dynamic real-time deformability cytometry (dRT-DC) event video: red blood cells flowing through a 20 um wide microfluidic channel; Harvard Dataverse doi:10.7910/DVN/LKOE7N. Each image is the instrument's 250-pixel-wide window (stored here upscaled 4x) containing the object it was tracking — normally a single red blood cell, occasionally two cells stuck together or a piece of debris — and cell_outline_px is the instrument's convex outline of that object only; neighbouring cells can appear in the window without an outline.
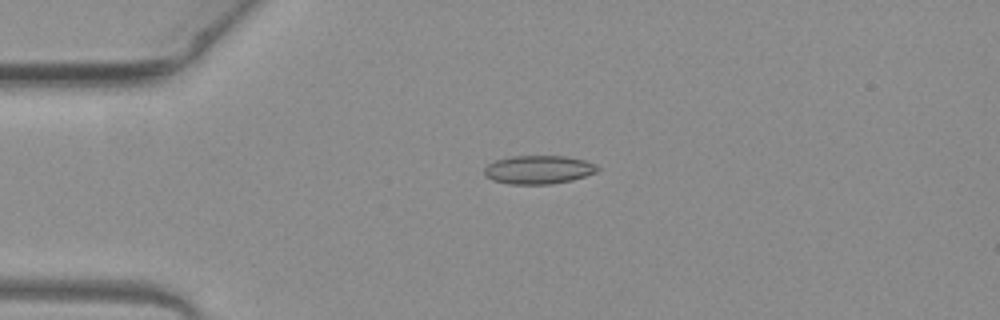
{"species": "common noctule bat (a hibernating species)", "species_latin": "Nyctalus noctula", "temperature_condition": "warm", "stored_images_in_passage": 35, "camera_frame_rate_fps": 3000, "um_per_image_px": 0.085, "animal": {"sex": "female", "body_mass_g": 19.3, "forearm_length_mm": 54.1}, "frame": {"image": 1, "passage_image": 1, "time_ms": 0.0, "image_size_px": [1000, 320], "cell_outline_px": [[600, 168], [596, 172], [572, 180], [552, 184], [508, 184], [492, 180], [484, 176], [484, 168], [488, 164], [496, 160], [512, 156], [568, 156], [584, 160], [596, 164]], "centroid_in_image_um": [45.76, 14.42], "position_along_channel_um": 39.2, "area_um2": 18.9}}
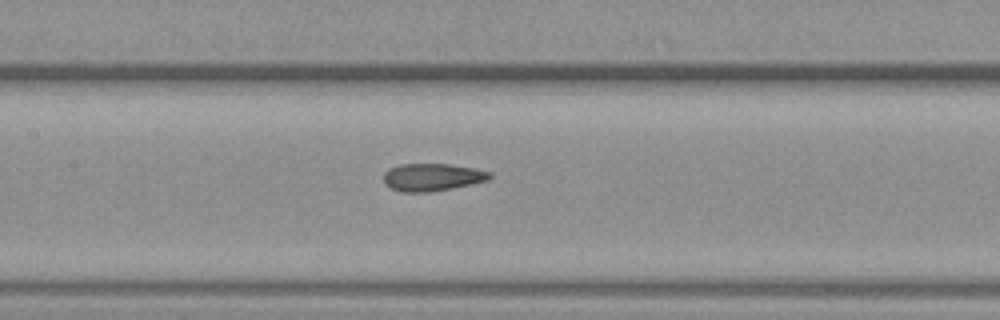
{"frame": {"image": 2, "passage_image": 13, "time_ms": 4.0, "image_size_px": [1000, 320], "cell_outline_px": [[492, 176], [488, 180], [472, 184], [432, 192], [400, 192], [384, 184], [384, 172], [388, 168], [400, 164], [448, 164], [476, 168], [492, 172]], "centroid_in_image_um": [36.74, 15.06], "position_along_channel_um": 170.7, "area_um2": 17.22}}
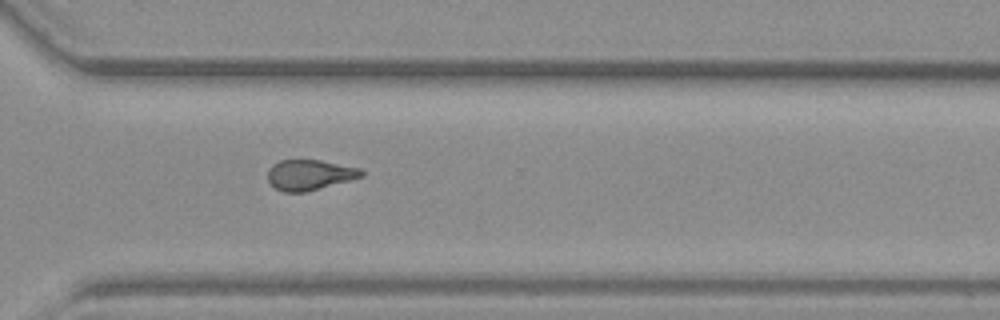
{"frame": {"image": 3, "passage_image": 26, "time_ms": 8.333, "image_size_px": [1000, 320], "cell_outline_px": [[364, 176], [304, 192], [284, 192], [276, 188], [268, 180], [268, 168], [272, 164], [280, 160], [320, 160], [360, 168], [364, 172]], "centroid_in_image_um": [26.3, 14.85], "position_along_channel_um": 344.3, "area_um2": 16.42}, "authors_computed_cell_mechanics": {"area_um2": 16.8198, "velocity_mm_per_s": 4.0144, "shape_relaxation_time_tau1_ms": null, "shape_relaxation_time_tau2_ms": 1.3693, "deformation_change_tau1": null, "deformation_change_tau2": 0.0808}}